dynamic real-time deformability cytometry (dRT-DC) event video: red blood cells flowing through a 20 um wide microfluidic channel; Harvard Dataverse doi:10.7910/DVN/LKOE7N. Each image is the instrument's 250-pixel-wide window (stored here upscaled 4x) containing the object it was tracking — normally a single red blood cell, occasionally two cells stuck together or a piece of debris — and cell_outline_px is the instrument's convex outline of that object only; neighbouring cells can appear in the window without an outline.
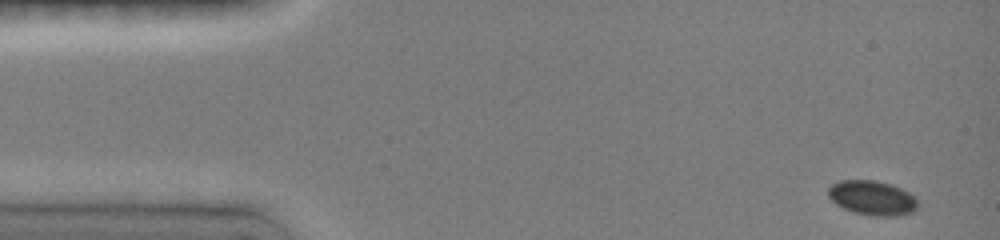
{"species": "common noctule bat (a hibernating species)", "species_latin": "Nyctalus noctula", "temperature_condition": "room temperature", "stored_images_in_passage": 45, "camera_frame_rate_fps": 3000, "um_per_image_px": 0.085, "animal": {"sex": "female", "body_mass_g": 19.0, "forearm_length_mm": 51.5}, "frame": {"image": 1, "passage_image": 1, "time_ms": 0.0, "image_size_px": [1000, 240], "cell_outline_px": [[920, 204], [912, 212], [896, 216], [872, 216], [852, 212], [836, 204], [828, 196], [828, 188], [832, 184], [840, 180], [876, 180], [892, 184], [908, 192]], "centroid_in_image_um": [74.13, 16.82], "position_along_channel_um": 10.9, "area_um2": 18.09}}
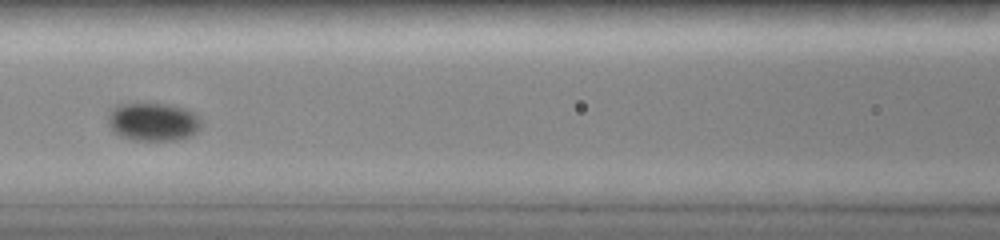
{"frame": {"image": 2, "passage_image": 15, "time_ms": 6.333, "image_size_px": [1000, 240], "cell_outline_px": [[200, 128], [192, 136], [176, 140], [132, 140], [120, 136], [112, 132], [108, 124], [108, 112], [116, 104], [168, 104], [188, 108], [196, 112], [200, 120]], "centroid_in_image_um": [13.01, 10.35], "position_along_channel_um": 153.6, "area_um2": 21.15}}
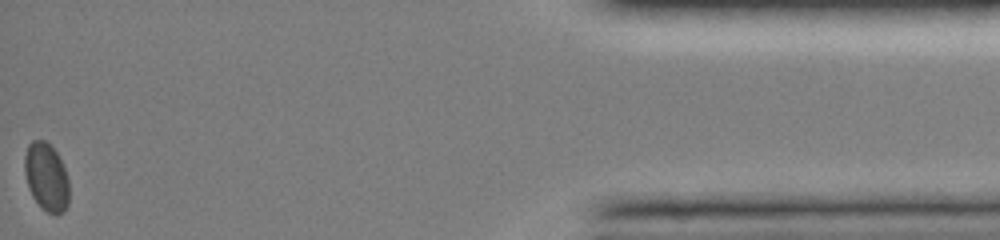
{"frame": {"image": 3, "passage_image": 45, "time_ms": 15.333, "image_size_px": [1000, 240], "cell_outline_px": [[68, 204], [64, 212], [56, 216], [40, 208], [32, 196], [28, 188], [24, 172], [24, 156], [28, 144], [32, 140], [44, 140], [56, 152], [68, 176]], "centroid_in_image_um": [3.92, 15.08], "position_along_channel_um": 431.3, "area_um2": 17.86}}